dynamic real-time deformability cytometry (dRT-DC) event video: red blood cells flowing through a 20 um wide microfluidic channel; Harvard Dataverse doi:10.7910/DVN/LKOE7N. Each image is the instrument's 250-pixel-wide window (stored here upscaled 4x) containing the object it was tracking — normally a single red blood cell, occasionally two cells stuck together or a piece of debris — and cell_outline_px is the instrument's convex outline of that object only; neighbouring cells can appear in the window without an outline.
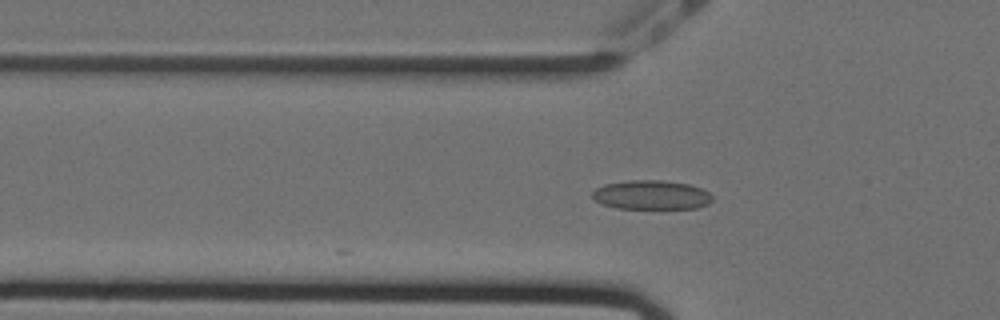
{"species": "Egyptian fruit bat (a non-hibernating species)", "species_latin": "Rousettus aegyptiacus", "temperature_condition": "cold", "stored_images_in_passage": 21, "camera_frame_rate_fps": 3000, "um_per_image_px": 0.085, "animal": {"sex": "female"}, "frame": {"image": 1, "passage_image": 3, "time_ms": 0.667, "image_size_px": [1000, 320], "cell_outline_px": [[712, 200], [708, 204], [696, 208], [616, 208], [604, 204], [596, 200], [592, 196], [592, 192], [596, 188], [604, 184], [628, 180], [660, 180], [688, 184], [700, 188], [708, 192], [712, 196]], "centroid_in_image_um": [55.36, 16.56], "position_along_channel_um": 70.4, "area_um2": 20.23}}
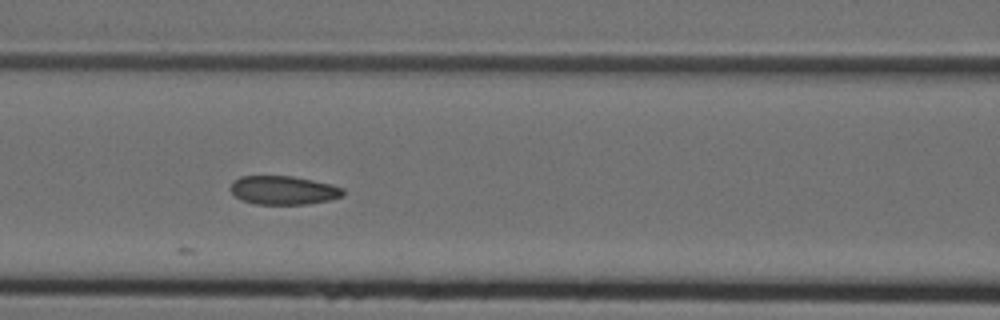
{"frame": {"image": 2, "passage_image": 9, "time_ms": 2.667, "image_size_px": [1000, 320], "cell_outline_px": [[344, 196], [332, 200], [308, 204], [256, 204], [240, 200], [228, 188], [232, 180], [240, 176], [292, 176], [332, 184], [344, 188]], "centroid_in_image_um": [24.09, 16.17], "position_along_channel_um": 142.5, "area_um2": 19.13}}
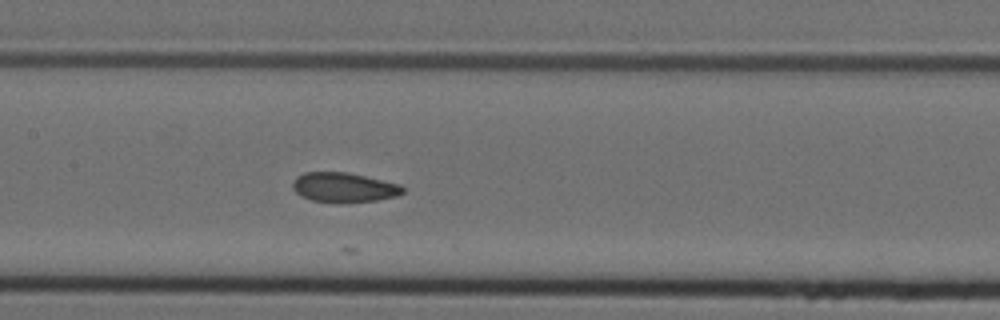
{"frame": {"image": 3, "passage_image": 12, "time_ms": 3.667, "image_size_px": [1000, 320], "cell_outline_px": [[404, 192], [400, 196], [376, 200], [336, 204], [312, 200], [300, 196], [292, 188], [292, 180], [296, 176], [304, 172], [348, 172], [400, 184], [404, 188]], "centroid_in_image_um": [29.21, 15.94], "position_along_channel_um": 178.2, "area_um2": 19.48}}